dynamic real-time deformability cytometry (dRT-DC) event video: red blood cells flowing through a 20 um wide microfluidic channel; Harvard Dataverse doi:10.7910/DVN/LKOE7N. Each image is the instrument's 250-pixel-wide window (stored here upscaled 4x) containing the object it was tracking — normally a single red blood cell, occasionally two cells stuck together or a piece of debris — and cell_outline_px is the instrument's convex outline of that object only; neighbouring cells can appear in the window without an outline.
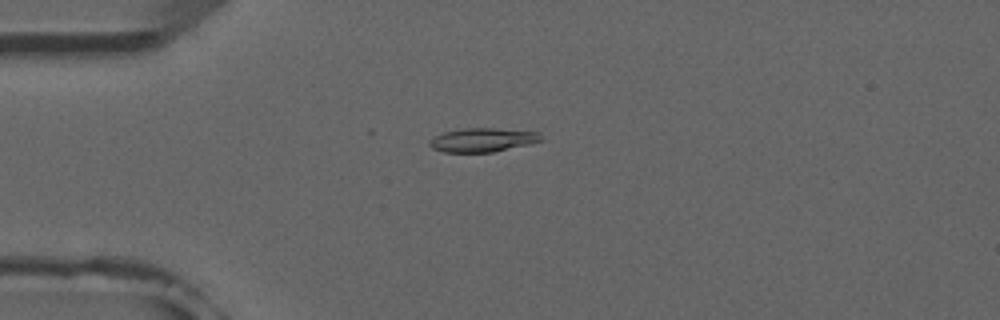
{"species": "common noctule bat (a hibernating species)", "species_latin": "Nyctalus noctula", "temperature_condition": "room temperature", "stored_images_in_passage": 5, "camera_frame_rate_fps": 3000, "um_per_image_px": 0.085, "animal": {"sex": "male", "forearm_length_mm": 52.5}, "frame": {"image": 1, "passage_image": 4, "time_ms": 3.667, "image_size_px": [1000, 320], "cell_outline_px": [[544, 140], [528, 144], [492, 152], [444, 152], [432, 148], [428, 144], [428, 140], [444, 132], [464, 128], [492, 128], [540, 132]], "centroid_in_image_um": [41.02, 11.89], "position_along_channel_um": 44.0, "area_um2": 15.43}}